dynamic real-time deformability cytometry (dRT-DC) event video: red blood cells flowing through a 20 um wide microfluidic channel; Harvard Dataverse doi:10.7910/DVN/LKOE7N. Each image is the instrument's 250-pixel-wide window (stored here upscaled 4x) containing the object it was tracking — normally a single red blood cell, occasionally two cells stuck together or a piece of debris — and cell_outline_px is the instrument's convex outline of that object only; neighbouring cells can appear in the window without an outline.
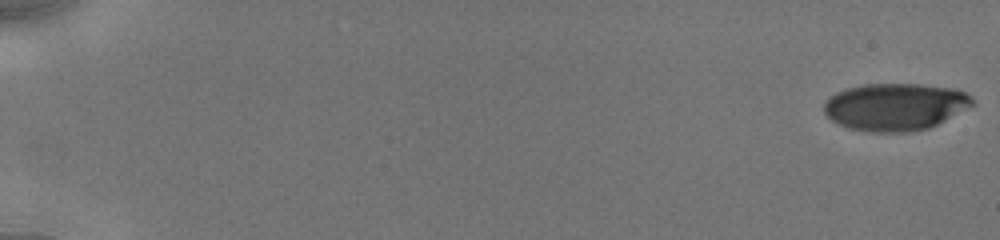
{"species": "human", "species_latin": "Homo sapiens", "temperature_condition": "cold", "stored_images_in_passage": 15, "camera_frame_rate_fps": 3000, "um_per_image_px": 0.085, "donor": {"sex": "male"}, "frame": {"image": 1, "passage_image": 1, "time_ms": 0.0, "image_size_px": [1000, 240], "cell_outline_px": [[976, 104], [928, 128], [912, 132], [872, 132], [848, 128], [832, 120], [824, 112], [824, 104], [836, 92], [848, 88], [864, 84], [920, 84], [952, 88], [964, 92], [972, 96]], "centroid_in_image_um": [76.12, 9.07], "position_along_channel_um": 8.9, "area_um2": 40.75}}
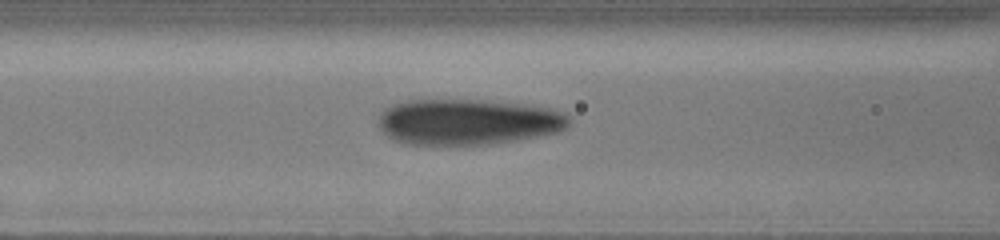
{"frame": {"image": 2, "passage_image": 12, "time_ms": 8.0, "image_size_px": [1000, 240], "cell_outline_px": [[568, 128], [560, 132], [488, 144], [404, 144], [388, 136], [376, 124], [380, 112], [384, 108], [392, 104], [408, 100], [484, 100], [524, 104], [548, 108], [560, 112], [568, 116]], "centroid_in_image_um": [39.71, 10.35], "position_along_channel_um": 126.9, "area_um2": 50.75}}
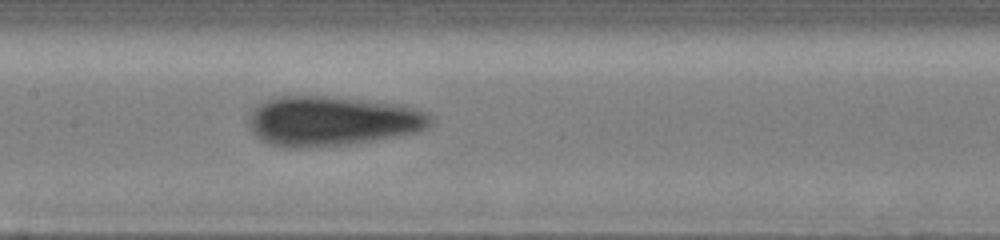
{"frame": {"image": 3, "passage_image": 15, "time_ms": 9.333, "image_size_px": [1000, 240], "cell_outline_px": [[432, 120], [428, 128], [416, 132], [396, 136], [348, 144], [296, 148], [284, 148], [260, 140], [252, 132], [248, 124], [248, 120], [252, 112], [260, 104], [268, 100], [280, 96], [328, 96], [400, 104], [412, 108], [432, 116]], "centroid_in_image_um": [28.2, 10.29], "position_along_channel_um": 179.2, "area_um2": 52.31}}